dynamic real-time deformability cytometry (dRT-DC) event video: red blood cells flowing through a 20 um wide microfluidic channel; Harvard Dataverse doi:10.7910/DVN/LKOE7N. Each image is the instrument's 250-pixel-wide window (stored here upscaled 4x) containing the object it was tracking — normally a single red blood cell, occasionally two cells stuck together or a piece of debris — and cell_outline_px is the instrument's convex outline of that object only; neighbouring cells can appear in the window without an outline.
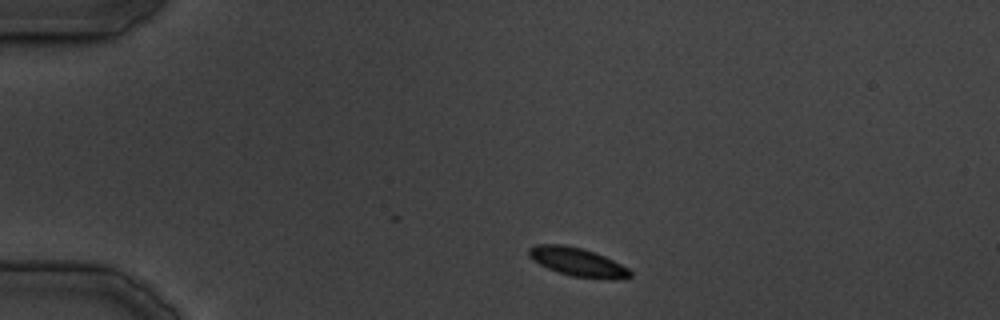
{"species": "common noctule bat (a hibernating species)", "species_latin": "Nyctalus noctula", "temperature_condition": "cold", "stored_images_in_passage": 16, "camera_frame_rate_fps": 3000, "um_per_image_px": 0.085, "animal": {"sex": "male", "body_mass_g": 19.5, "forearm_length_mm": 54.6}, "frame": {"image": 1, "passage_image": 1, "time_ms": 0.0, "image_size_px": [1000, 320], "cell_outline_px": [[632, 276], [612, 280], [608, 280], [572, 276], [548, 268], [532, 260], [528, 256], [528, 248], [536, 244], [560, 244], [580, 248], [604, 256], [628, 268], [632, 272]], "centroid_in_image_um": [49.08, 22.28], "position_along_channel_um": 35.9, "area_um2": 16.7}}
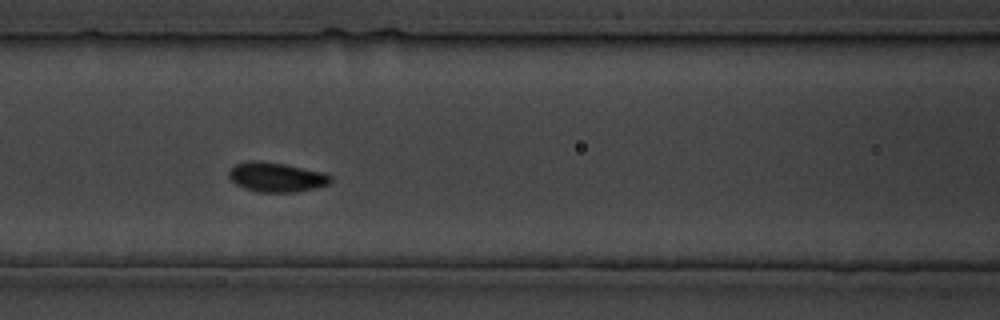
{"frame": {"image": 2, "passage_image": 9, "time_ms": 11.0, "image_size_px": [1000, 320], "cell_outline_px": [[332, 180], [328, 184], [312, 188], [292, 192], [256, 192], [244, 188], [236, 184], [228, 176], [228, 172], [236, 164], [248, 160], [256, 160], [284, 164], [320, 172], [332, 176]], "centroid_in_image_um": [23.44, 15.05], "position_along_channel_um": 143.2, "area_um2": 17.22}}
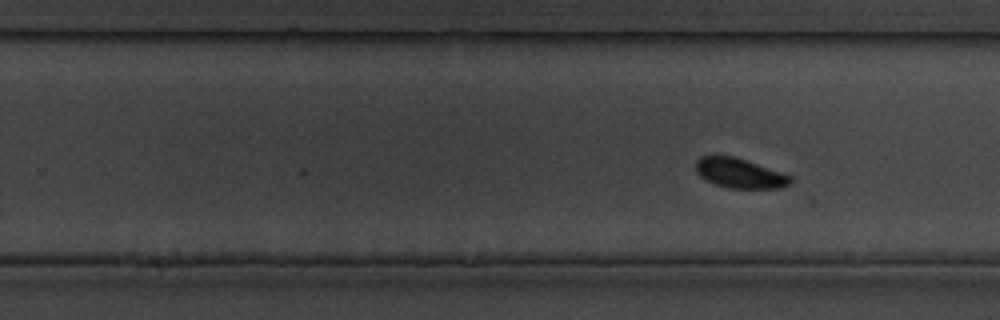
{"frame": {"image": 3, "passage_image": 16, "time_ms": 19.667, "image_size_px": [1000, 320], "cell_outline_px": [[792, 184], [780, 188], [728, 188], [704, 180], [696, 172], [696, 160], [700, 156], [712, 152], [736, 156], [792, 176]], "centroid_in_image_um": [62.82, 14.67], "position_along_channel_um": 267.0, "area_um2": 17.05}}